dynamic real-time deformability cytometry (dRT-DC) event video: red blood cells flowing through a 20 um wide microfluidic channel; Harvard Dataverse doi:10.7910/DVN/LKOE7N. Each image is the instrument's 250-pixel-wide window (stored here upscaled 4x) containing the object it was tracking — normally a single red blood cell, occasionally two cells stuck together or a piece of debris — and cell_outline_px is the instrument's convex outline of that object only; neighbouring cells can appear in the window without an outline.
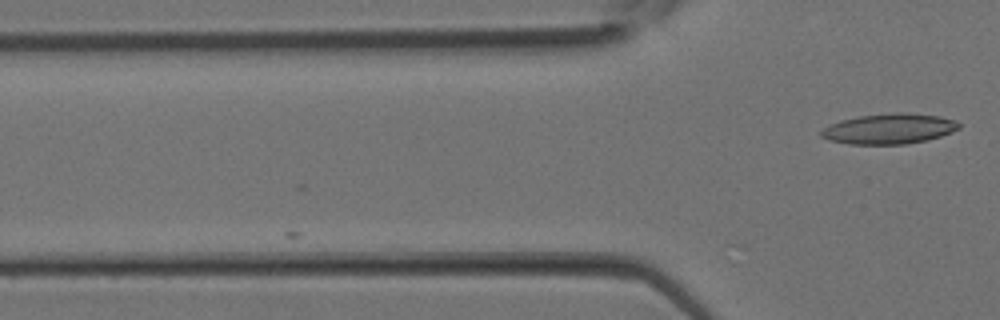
{"species": "Egyptian fruit bat (a non-hibernating species)", "species_latin": "Rousettus aegyptiacus", "temperature_condition": "room temperature", "stored_images_in_passage": 8, "camera_frame_rate_fps": 3000, "um_per_image_px": 0.085, "animal": {"sex": "female"}, "frame": {"image": 1, "passage_image": 8, "time_ms": 2.333, "image_size_px": [1000, 320], "cell_outline_px": [[960, 128], [952, 132], [928, 140], [904, 144], [848, 144], [828, 140], [820, 136], [820, 132], [828, 124], [840, 120], [860, 116], [896, 112], [908, 112], [940, 116], [956, 120], [960, 124]], "centroid_in_image_um": [75.58, 10.94], "position_along_channel_um": 50.2, "area_um2": 24.57}}